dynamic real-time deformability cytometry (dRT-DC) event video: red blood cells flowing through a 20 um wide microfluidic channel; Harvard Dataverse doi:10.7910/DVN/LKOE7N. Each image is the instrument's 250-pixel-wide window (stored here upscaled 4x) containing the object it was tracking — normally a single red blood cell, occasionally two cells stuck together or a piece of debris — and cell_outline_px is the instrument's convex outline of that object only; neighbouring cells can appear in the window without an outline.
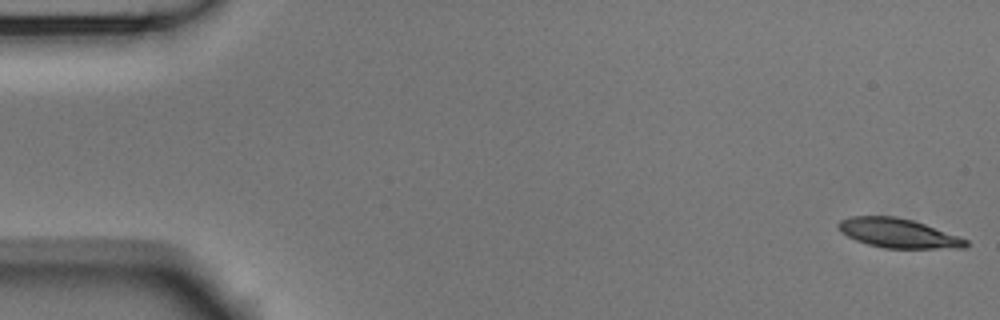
{"species": "Egyptian fruit bat (a non-hibernating species)", "species_latin": "Rousettus aegyptiacus", "temperature_condition": "room temperature", "stored_images_in_passage": 54, "camera_frame_rate_fps": 3000, "um_per_image_px": 0.085, "animal": {"sex": "male"}, "frame": {"image": 1, "passage_image": 1, "time_ms": 0.0, "image_size_px": [1000, 320], "cell_outline_px": [[968, 244], [964, 248], [884, 248], [868, 244], [856, 240], [840, 232], [836, 224], [840, 220], [852, 216], [896, 216], [912, 220], [924, 224], [968, 240]], "centroid_in_image_um": [76.3, 19.82], "position_along_channel_um": 8.7, "area_um2": 21.56}}
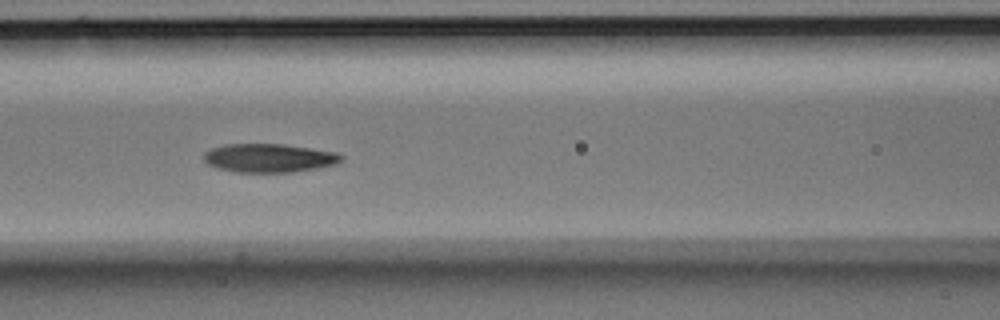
{"frame": {"image": 2, "passage_image": 23, "time_ms": 7.333, "image_size_px": [1000, 320], "cell_outline_px": [[344, 156], [336, 164], [316, 168], [292, 172], [236, 172], [216, 168], [208, 164], [204, 160], [204, 152], [212, 148], [224, 144], [284, 144], [336, 152]], "centroid_in_image_um": [22.84, 13.43], "position_along_channel_um": 143.8, "area_um2": 22.89}}
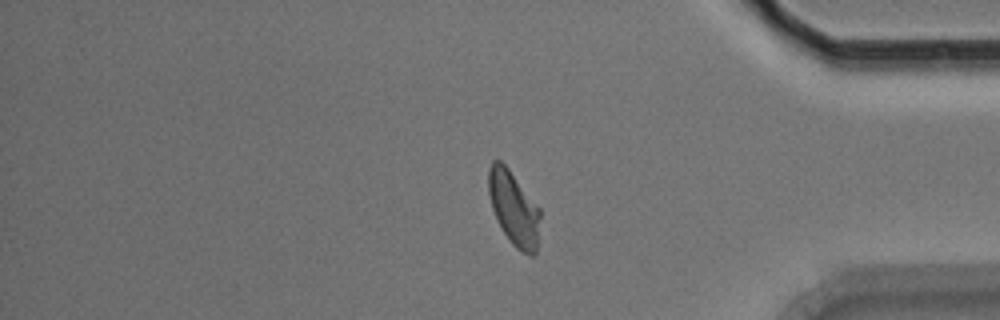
{"frame": {"image": 3, "passage_image": 45, "time_ms": 14.667, "image_size_px": [1000, 320], "cell_outline_px": [[540, 216], [536, 256], [528, 256], [516, 248], [512, 244], [496, 220], [492, 208], [488, 192], [488, 168], [492, 160], [500, 160], [508, 168], [540, 208]], "centroid_in_image_um": [43.67, 17.72], "position_along_channel_um": 391.5, "area_um2": 22.43}, "authors_computed_cell_mechanics": {"area_um2": 22.6576, "velocity_mm_per_s": 3.6933, "shape_relaxation_time_tau1_ms": 4.8906, "shape_relaxation_time_tau2_ms": 2.6365, "deformation_change_tau1": 0.1584, "deformation_change_tau2": 0.0809}}